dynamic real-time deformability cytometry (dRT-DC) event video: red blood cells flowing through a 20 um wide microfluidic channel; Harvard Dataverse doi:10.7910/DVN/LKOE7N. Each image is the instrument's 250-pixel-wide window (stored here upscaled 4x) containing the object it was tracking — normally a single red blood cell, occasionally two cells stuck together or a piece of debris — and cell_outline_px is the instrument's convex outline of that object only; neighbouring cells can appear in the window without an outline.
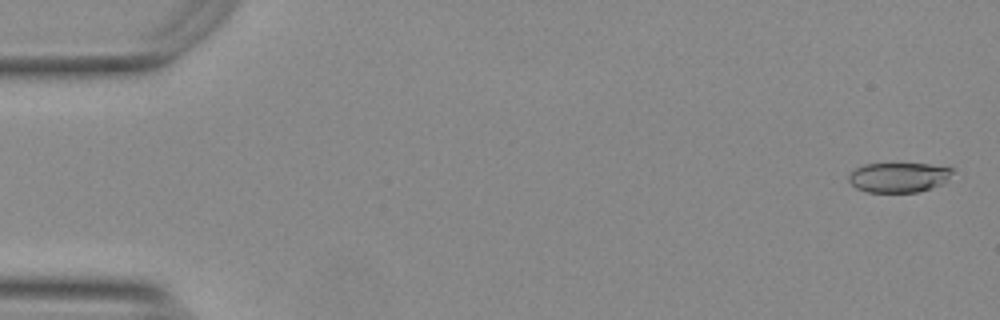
{"species": "Egyptian fruit bat (a non-hibernating species)", "species_latin": "Rousettus aegyptiacus", "temperature_condition": "warm", "stored_images_in_passage": 55, "camera_frame_rate_fps": 3000, "um_per_image_px": 0.085, "animal": {"sex": "female"}, "frame": {"image": 1, "passage_image": 2, "time_ms": 0.333, "image_size_px": [1000, 320], "cell_outline_px": [[952, 172], [940, 184], [932, 188], [920, 192], [868, 192], [856, 188], [848, 180], [848, 176], [856, 168], [864, 164], [928, 164], [952, 168]], "centroid_in_image_um": [76.34, 15.08], "position_along_channel_um": 8.7, "area_um2": 17.74}}
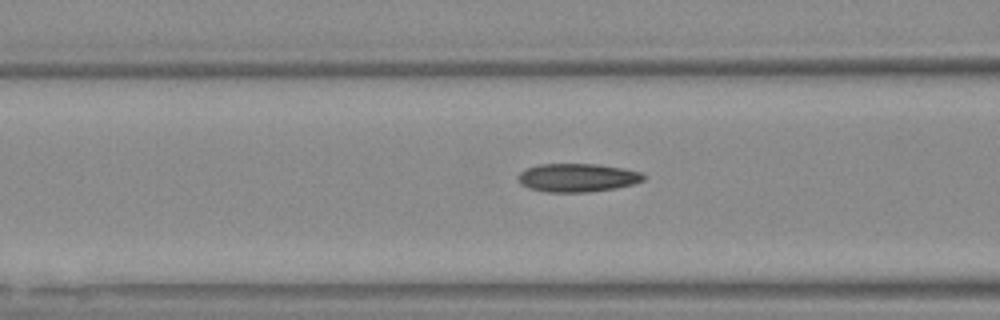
{"frame": {"image": 2, "passage_image": 22, "time_ms": 7.0, "image_size_px": [1000, 320], "cell_outline_px": [[644, 180], [632, 184], [616, 188], [588, 192], [548, 192], [528, 188], [520, 184], [520, 172], [528, 168], [540, 164], [596, 164], [624, 168], [640, 172], [644, 176]], "centroid_in_image_um": [49.09, 15.1], "position_along_channel_um": 117.5, "area_um2": 20.58}}
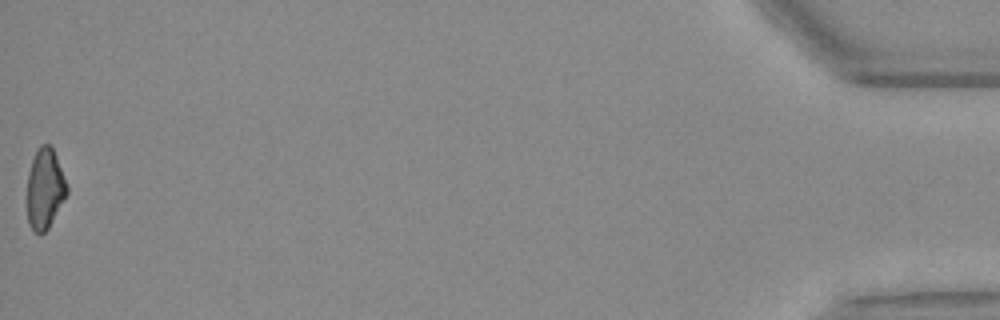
{"frame": {"image": 3, "passage_image": 55, "time_ms": 18.0, "image_size_px": [1000, 320], "cell_outline_px": [[68, 192], [48, 228], [44, 232], [32, 232], [28, 224], [28, 172], [32, 160], [40, 144], [48, 144], [52, 148], [56, 156], [68, 188]], "centroid_in_image_um": [3.81, 16.05], "position_along_channel_um": 431.4, "area_um2": 18.26}, "authors_computed_cell_mechanics": {"area_um2": 19.8254, "velocity_mm_per_s": 3.7769, "shape_relaxation_time_tau1_ms": 9.3453, "shape_relaxation_time_tau2_ms": 3.0715, "deformation_change_tau1": 0.2115, "deformation_change_tau2": 0.1046}}